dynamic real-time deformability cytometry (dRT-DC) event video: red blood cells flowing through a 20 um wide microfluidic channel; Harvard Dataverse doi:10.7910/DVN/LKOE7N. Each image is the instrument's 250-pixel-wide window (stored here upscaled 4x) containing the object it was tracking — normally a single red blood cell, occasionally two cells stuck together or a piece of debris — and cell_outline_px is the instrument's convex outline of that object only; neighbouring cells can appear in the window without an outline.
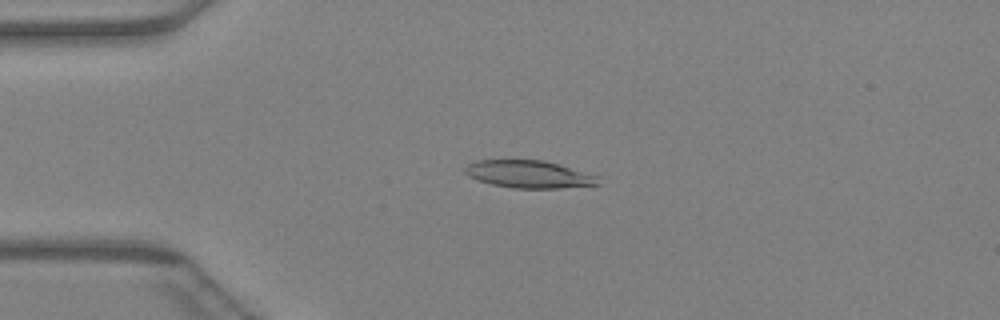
{"species": "Egyptian fruit bat (a non-hibernating species)", "species_latin": "Rousettus aegyptiacus", "temperature_condition": "warm", "stored_images_in_passage": 47, "camera_frame_rate_fps": 3000, "um_per_image_px": 0.085, "animal": {"sex": "female"}, "frame": {"image": 1, "passage_image": 12, "time_ms": 3.667, "image_size_px": [1000, 320], "cell_outline_px": [[600, 184], [560, 188], [512, 188], [492, 184], [468, 176], [464, 172], [464, 168], [468, 164], [476, 160], [544, 160], [596, 176]], "centroid_in_image_um": [44.89, 14.81], "position_along_channel_um": 40.1, "area_um2": 20.98}}
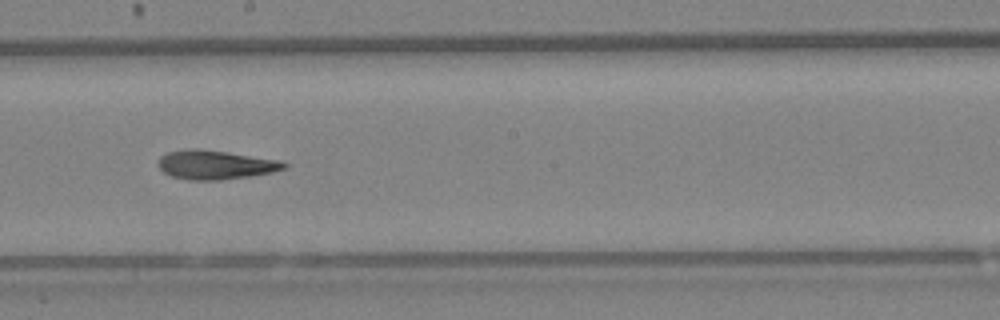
{"frame": {"image": 2, "passage_image": 27, "time_ms": 8.667, "image_size_px": [1000, 320], "cell_outline_px": [[288, 164], [284, 168], [272, 172], [248, 176], [220, 180], [188, 180], [172, 176], [164, 172], [160, 168], [160, 156], [168, 152], [192, 148], [196, 148], [228, 152], [276, 160]], "centroid_in_image_um": [18.28, 14.01], "position_along_channel_um": 229.9, "area_um2": 20.87}}
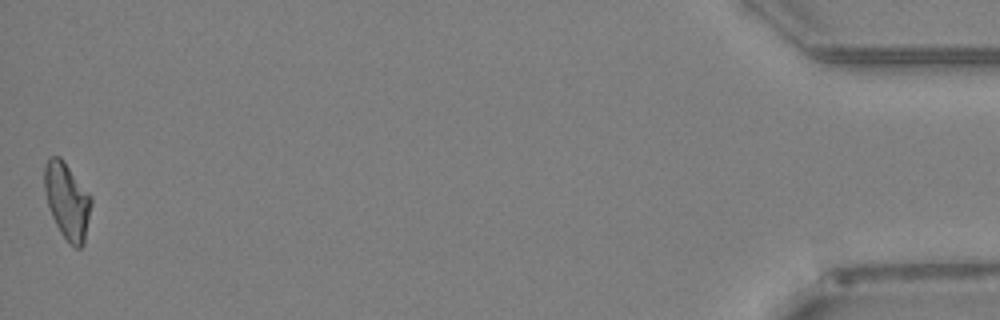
{"frame": {"image": 3, "passage_image": 47, "time_ms": 15.333, "image_size_px": [1000, 320], "cell_outline_px": [[92, 204], [84, 244], [80, 248], [76, 248], [60, 232], [52, 216], [48, 204], [44, 188], [44, 164], [48, 156], [60, 156], [92, 196]], "centroid_in_image_um": [5.71, 17.03], "position_along_channel_um": 429.5, "area_um2": 20.81}}